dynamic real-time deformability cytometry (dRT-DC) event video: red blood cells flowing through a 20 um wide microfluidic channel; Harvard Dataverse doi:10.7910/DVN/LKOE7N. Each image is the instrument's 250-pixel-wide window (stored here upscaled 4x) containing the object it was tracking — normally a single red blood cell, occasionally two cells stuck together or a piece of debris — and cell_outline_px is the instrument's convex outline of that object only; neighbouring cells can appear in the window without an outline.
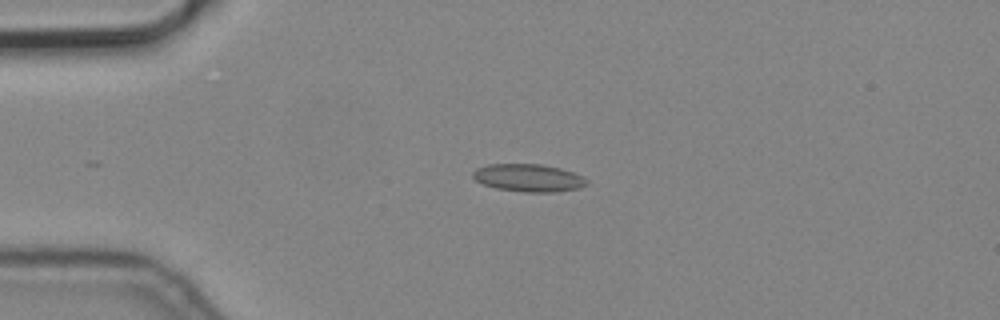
{"species": "common noctule bat (a hibernating species)", "species_latin": "Nyctalus noctula", "temperature_condition": "cold", "stored_images_in_passage": 3, "camera_frame_rate_fps": 3000, "um_per_image_px": 0.085, "animal": {"sex": "male", "body_mass_g": 19.2, "forearm_length_mm": 51.8}, "frame": {"image": 1, "passage_image": 3, "time_ms": 0.667, "image_size_px": [1000, 320], "cell_outline_px": [[588, 184], [580, 188], [556, 192], [524, 192], [496, 188], [484, 184], [476, 180], [472, 176], [472, 172], [476, 168], [488, 164], [540, 164], [560, 168], [584, 176], [588, 180]], "centroid_in_image_um": [44.95, 15.12], "position_along_channel_um": 40.1, "area_um2": 18.44}}